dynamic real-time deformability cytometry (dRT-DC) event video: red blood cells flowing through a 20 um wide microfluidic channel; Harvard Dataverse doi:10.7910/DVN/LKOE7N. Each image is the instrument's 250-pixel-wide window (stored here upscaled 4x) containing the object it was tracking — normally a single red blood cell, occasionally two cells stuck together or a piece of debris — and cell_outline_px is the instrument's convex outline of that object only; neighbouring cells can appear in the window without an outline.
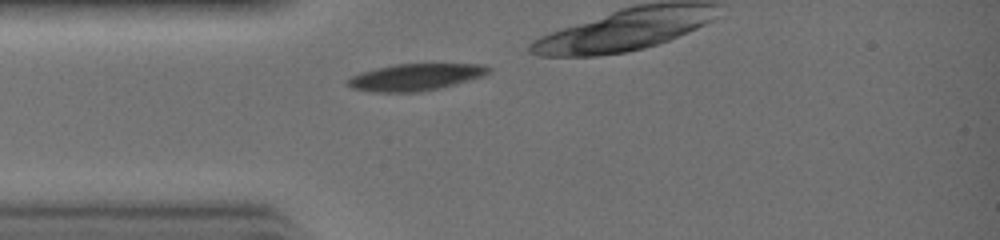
{"species": "common noctule bat (a hibernating species)", "species_latin": "Nyctalus noctula", "temperature_condition": "warm", "stored_images_in_passage": 21, "camera_frame_rate_fps": 3000, "um_per_image_px": 0.085, "animal": {"sex": "female", "body_mass_g": 19.0, "forearm_length_mm": 51.5}, "frame": {"image": 1, "passage_image": 1, "time_ms": 0.0, "image_size_px": [1000, 240], "cell_outline_px": [[492, 68], [484, 76], [440, 88], [416, 92], [372, 92], [352, 88], [344, 84], [344, 80], [360, 72], [376, 68], [396, 64], [484, 64]], "centroid_in_image_um": [35.27, 6.55], "position_along_channel_um": 49.7, "area_um2": 22.14}}